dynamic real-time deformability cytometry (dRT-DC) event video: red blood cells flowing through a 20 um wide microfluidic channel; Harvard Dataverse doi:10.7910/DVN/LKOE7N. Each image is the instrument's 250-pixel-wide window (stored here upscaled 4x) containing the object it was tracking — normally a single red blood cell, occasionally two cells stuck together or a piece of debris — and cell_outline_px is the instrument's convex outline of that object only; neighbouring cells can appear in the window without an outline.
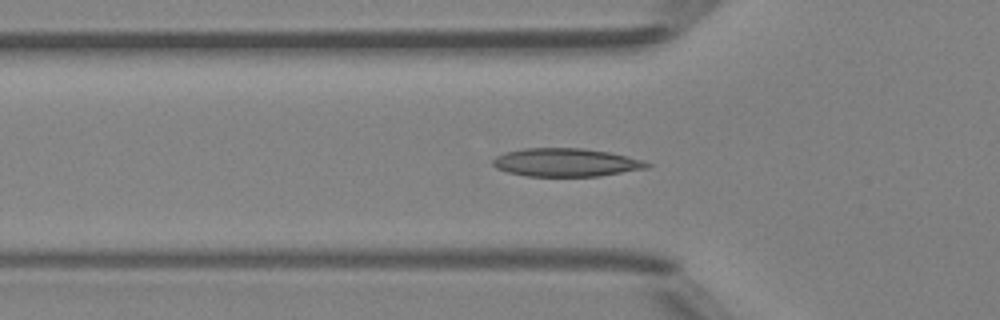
{"species": "Egyptian fruit bat (a non-hibernating species)", "species_latin": "Rousettus aegyptiacus", "temperature_condition": "room temperature", "stored_images_in_passage": 42, "camera_frame_rate_fps": 3000, "um_per_image_px": 0.085, "animal": {"sex": "female"}, "frame": {"image": 1, "passage_image": 15, "time_ms": 4.667, "image_size_px": [1000, 320], "cell_outline_px": [[652, 164], [648, 168], [600, 176], [524, 176], [508, 172], [496, 168], [492, 164], [492, 160], [496, 156], [504, 152], [524, 148], [584, 148], [608, 152], [644, 160]], "centroid_in_image_um": [48.09, 13.81], "position_along_channel_um": 77.7, "area_um2": 25.49}}
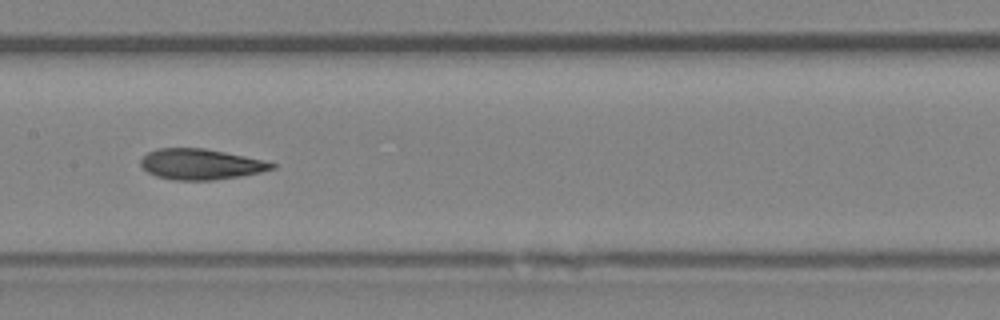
{"frame": {"image": 2, "passage_image": 23, "time_ms": 7.333, "image_size_px": [1000, 320], "cell_outline_px": [[276, 168], [260, 172], [240, 176], [212, 180], [176, 180], [156, 176], [148, 172], [140, 164], [140, 160], [148, 152], [156, 148], [204, 148], [264, 160], [276, 164]], "centroid_in_image_um": [17.05, 13.95], "position_along_channel_um": 190.3, "area_um2": 23.29}}
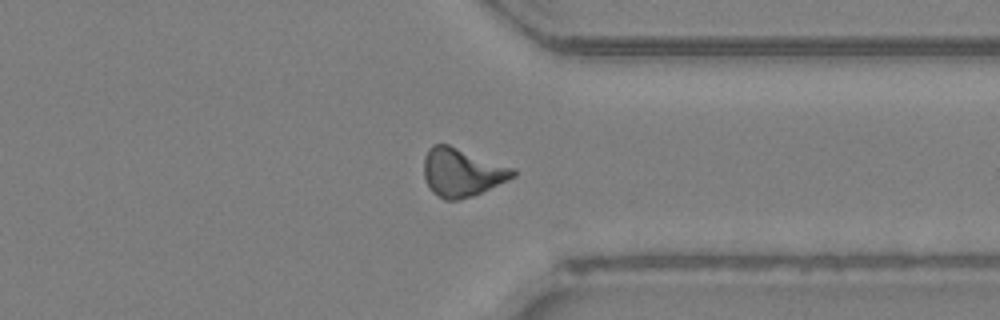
{"frame": {"image": 3, "passage_image": 36, "time_ms": 11.667, "image_size_px": [1000, 320], "cell_outline_px": [[516, 176], [508, 180], [472, 196], [456, 200], [444, 200], [432, 192], [424, 176], [424, 156], [428, 148], [432, 144], [448, 144], [516, 168]], "centroid_in_image_um": [39.27, 14.64], "position_along_channel_um": 372.1, "area_um2": 25.14}}